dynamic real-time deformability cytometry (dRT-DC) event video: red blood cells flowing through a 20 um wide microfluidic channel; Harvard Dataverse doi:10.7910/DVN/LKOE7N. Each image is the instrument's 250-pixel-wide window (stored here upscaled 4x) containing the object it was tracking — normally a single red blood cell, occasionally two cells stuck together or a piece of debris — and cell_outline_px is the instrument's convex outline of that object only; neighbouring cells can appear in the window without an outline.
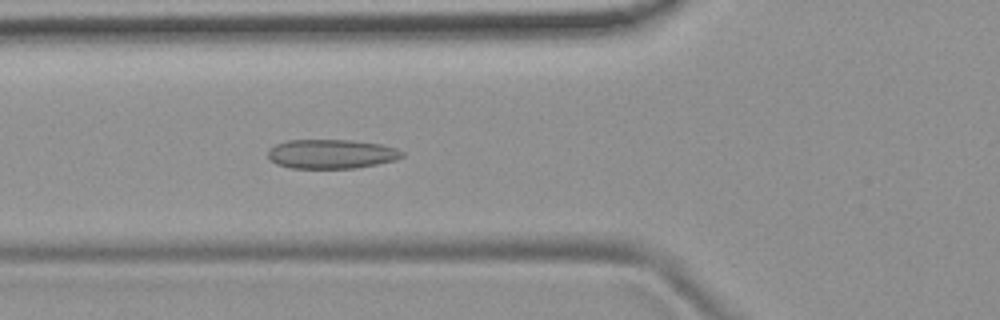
{"species": "common noctule bat (a hibernating species)", "species_latin": "Nyctalus noctula", "temperature_condition": "room temperature", "stored_images_in_passage": 22, "camera_frame_rate_fps": 3000, "um_per_image_px": 0.085, "animal": {"sex": "female", "body_mass_g": 19.9}, "frame": {"image": 1, "passage_image": 3, "time_ms": 0.667, "image_size_px": [1000, 320], "cell_outline_px": [[404, 156], [396, 160], [356, 168], [292, 168], [276, 164], [268, 160], [268, 148], [276, 144], [288, 140], [352, 140], [380, 144], [396, 148], [404, 152]], "centroid_in_image_um": [28.15, 13.09], "position_along_channel_um": 97.7, "area_um2": 23.0}}
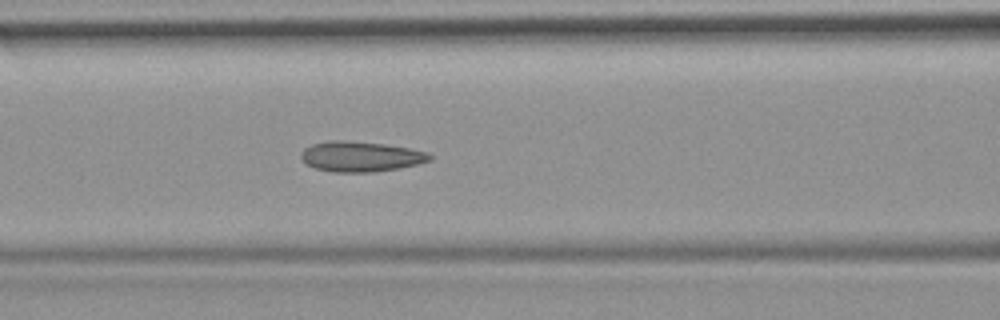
{"frame": {"image": 2, "passage_image": 6, "time_ms": 1.667, "image_size_px": [1000, 320], "cell_outline_px": [[432, 160], [400, 168], [372, 172], [332, 172], [316, 168], [308, 164], [300, 156], [300, 152], [304, 148], [312, 144], [328, 140], [340, 140], [384, 144], [408, 148], [428, 152], [432, 156]], "centroid_in_image_um": [30.65, 13.3], "position_along_channel_um": 135.9, "area_um2": 22.6}}
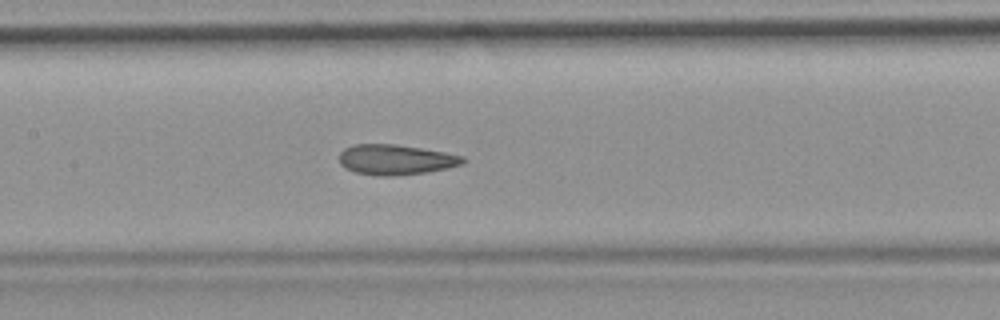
{"frame": {"image": 3, "passage_image": 9, "time_ms": 2.667, "image_size_px": [1000, 320], "cell_outline_px": [[464, 164], [448, 168], [428, 172], [392, 176], [380, 176], [356, 172], [344, 168], [340, 164], [340, 152], [344, 148], [352, 144], [396, 144], [444, 152], [464, 156]], "centroid_in_image_um": [33.63, 13.57], "position_along_channel_um": 173.8, "area_um2": 21.85}}